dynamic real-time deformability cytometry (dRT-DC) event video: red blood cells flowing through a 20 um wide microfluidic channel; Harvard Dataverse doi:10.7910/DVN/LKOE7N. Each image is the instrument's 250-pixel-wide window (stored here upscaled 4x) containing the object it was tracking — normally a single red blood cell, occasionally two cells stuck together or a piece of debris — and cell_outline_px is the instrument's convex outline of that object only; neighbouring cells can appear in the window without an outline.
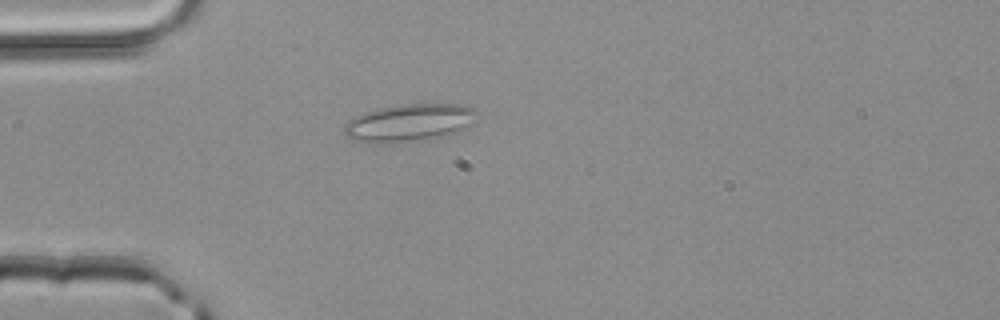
{"species": "common noctule bat (a hibernating species)", "species_latin": "Nyctalus noctula", "temperature_condition": "room temperature", "stored_images_in_passage": 1, "camera_frame_rate_fps": 3000, "um_per_image_px": 0.085, "animal": {"sex": "male", "body_mass_g": 20.4}, "frame": {"image": 1, "passage_image": 1, "time_ms": 0.0, "image_size_px": [1000, 320], "cell_outline_px": [[476, 124], [460, 132], [440, 140], [396, 144], [364, 144], [344, 136], [344, 124], [348, 120], [364, 112], [380, 108], [400, 104], [460, 104], [472, 108], [476, 112]], "centroid_in_image_um": [34.82, 10.5], "position_along_channel_um": 50.2, "area_um2": 30.69}}